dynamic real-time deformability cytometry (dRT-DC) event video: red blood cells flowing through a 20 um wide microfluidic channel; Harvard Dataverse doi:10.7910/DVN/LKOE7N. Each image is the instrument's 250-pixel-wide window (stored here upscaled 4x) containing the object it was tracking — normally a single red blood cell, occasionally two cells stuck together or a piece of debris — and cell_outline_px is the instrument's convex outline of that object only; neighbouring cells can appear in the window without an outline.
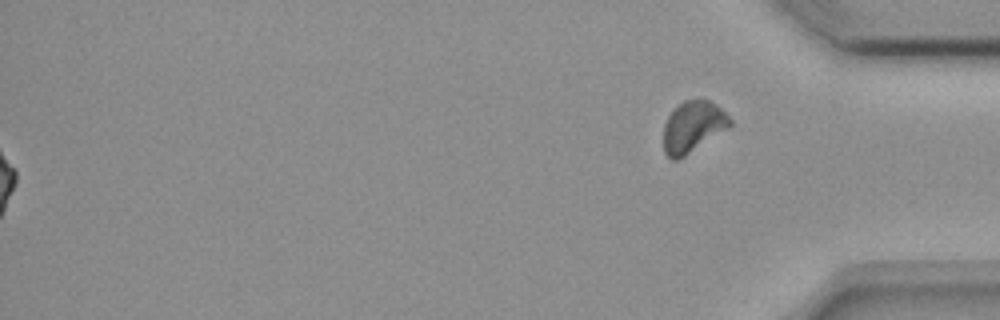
{"species": "common noctule bat (a hibernating species)", "species_latin": "Nyctalus noctula", "temperature_condition": "room temperature", "stored_images_in_passage": 56, "segment_of_instrument_passage": [2, 2], "camera_frame_rate_fps": 3000, "um_per_image_px": 0.085, "animal": {"sex": "female", "body_mass_g": 18.4}, "frame": {"image": 1, "passage_image": 56, "time_ms": 18.333, "image_size_px": [1000, 320], "cell_outline_px": [[732, 124], [728, 128], [684, 156], [676, 160], [672, 160], [664, 152], [664, 124], [668, 116], [684, 100], [708, 100], [716, 104], [732, 120]], "centroid_in_image_um": [58.89, 10.78], "position_along_channel_um": 376.3, "area_um2": 19.42}}